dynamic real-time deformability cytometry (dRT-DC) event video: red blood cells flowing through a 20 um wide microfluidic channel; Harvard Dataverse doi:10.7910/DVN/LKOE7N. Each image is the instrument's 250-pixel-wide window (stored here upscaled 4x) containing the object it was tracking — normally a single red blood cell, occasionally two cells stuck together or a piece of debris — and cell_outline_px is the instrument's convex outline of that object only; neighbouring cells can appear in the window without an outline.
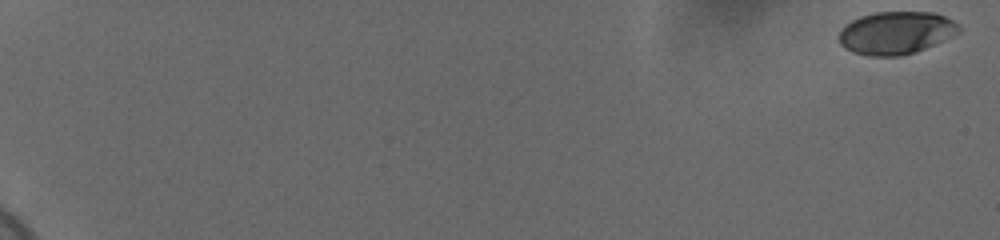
{"species": "human", "species_latin": "Homo sapiens", "temperature_condition": "cold", "stored_images_in_passage": 59, "camera_frame_rate_fps": 3000, "um_per_image_px": 0.085, "donor": {"sex": "female"}, "frame": {"image": 1, "passage_image": 1, "time_ms": 0.0, "image_size_px": [1000, 240], "cell_outline_px": [[960, 32], [944, 40], [916, 52], [900, 56], [868, 56], [852, 52], [844, 48], [840, 44], [840, 32], [852, 20], [860, 16], [876, 12], [936, 12], [960, 24]], "centroid_in_image_um": [76.19, 2.79], "position_along_channel_um": 8.8, "area_um2": 29.88}}
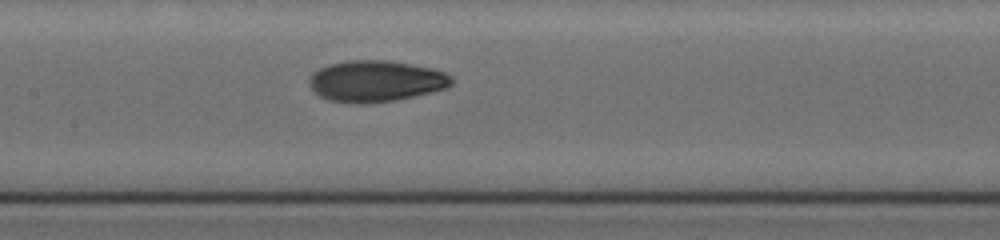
{"frame": {"image": 2, "passage_image": 33, "time_ms": 10.667, "image_size_px": [1000, 240], "cell_outline_px": [[452, 84], [448, 88], [396, 100], [368, 104], [364, 104], [332, 100], [320, 96], [308, 84], [308, 80], [312, 72], [328, 64], [348, 60], [388, 60], [412, 64], [432, 68], [444, 72], [452, 76]], "centroid_in_image_um": [31.96, 6.88], "position_along_channel_um": 175.4, "area_um2": 34.33}}
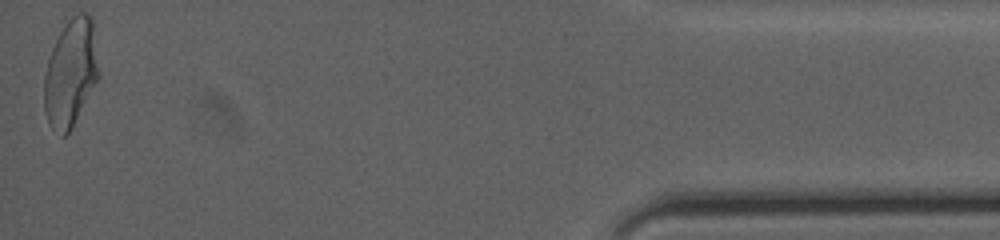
{"frame": {"image": 3, "passage_image": 59, "time_ms": 19.333, "image_size_px": [1000, 240], "cell_outline_px": [[100, 76], [72, 128], [64, 136], [60, 136], [52, 128], [48, 120], [44, 108], [44, 76], [48, 60], [52, 48], [60, 32], [68, 20], [76, 12], [88, 12], [92, 16]], "centroid_in_image_um": [6.02, 6.18], "position_along_channel_um": 429.2, "area_um2": 34.33}, "authors_computed_cell_mechanics": {"area_um2": 32.1946, "velocity_mm_per_s": 3.6903, "shape_relaxation_time_tau1_ms": 4.0454, "shape_relaxation_time_tau2_ms": 1.9566, "deformation_change_tau1": 0.1595, "deformation_change_tau2": 0.0594}}